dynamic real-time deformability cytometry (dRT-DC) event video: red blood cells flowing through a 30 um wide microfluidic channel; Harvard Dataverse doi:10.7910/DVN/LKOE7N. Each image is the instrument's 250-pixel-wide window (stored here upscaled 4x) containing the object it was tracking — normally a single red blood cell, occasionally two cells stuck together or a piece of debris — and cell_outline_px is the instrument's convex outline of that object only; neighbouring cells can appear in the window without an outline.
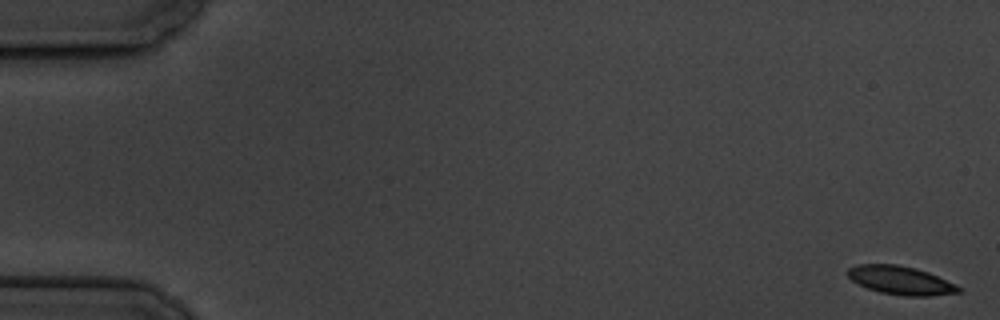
{"species": "common noctule bat (a hibernating species)", "species_latin": "Nyctalus noctula", "temperature_condition": "cold", "stored_images_in_passage": 7, "camera_frame_rate_fps": 3000, "um_per_image_px": 0.085, "animal": {"sex": "male", "body_mass_g": 19.5, "forearm_length_mm": 54.6}, "frame": {"image": 1, "passage_image": 1, "time_ms": 0.0, "image_size_px": [1000, 320], "cell_outline_px": [[960, 292], [928, 296], [904, 296], [880, 292], [868, 288], [852, 280], [848, 276], [848, 268], [856, 264], [896, 264], [916, 268], [928, 272], [956, 284], [960, 288]], "centroid_in_image_um": [76.55, 23.82], "position_along_channel_um": 8.4, "area_um2": 18.26}}
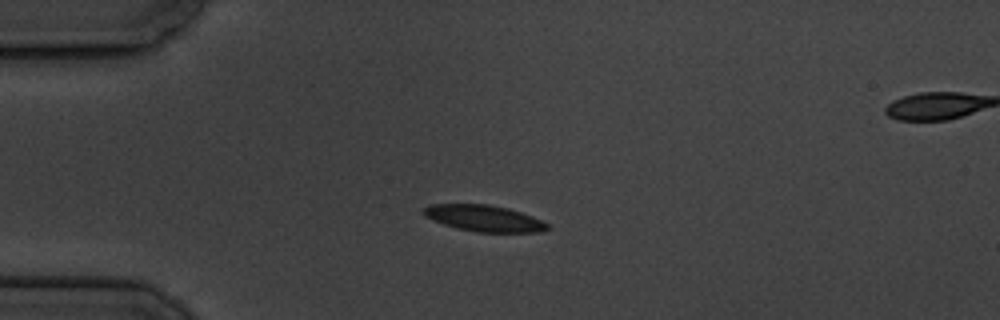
{"frame": {"image": 2, "passage_image": 5, "time_ms": 4.667, "image_size_px": [1000, 320], "cell_outline_px": [[552, 228], [540, 232], [476, 232], [456, 228], [432, 220], [424, 216], [420, 212], [424, 208], [432, 204], [488, 204], [508, 208], [532, 216], [548, 224]], "centroid_in_image_um": [41.13, 18.56], "position_along_channel_um": 43.9, "area_um2": 19.07}}
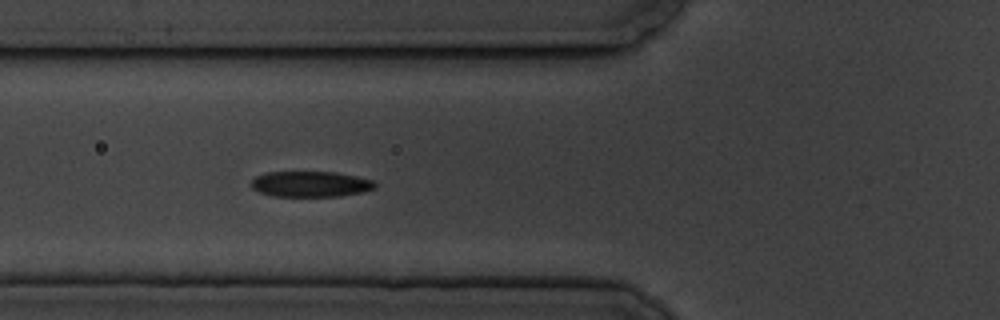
{"frame": {"image": 3, "passage_image": 7, "time_ms": 7.0, "image_size_px": [1000, 320], "cell_outline_px": [[376, 188], [360, 192], [340, 196], [272, 196], [260, 192], [252, 188], [252, 180], [256, 176], [264, 172], [336, 172], [376, 180]], "centroid_in_image_um": [26.42, 15.64], "position_along_channel_um": 99.4, "area_um2": 18.55}}